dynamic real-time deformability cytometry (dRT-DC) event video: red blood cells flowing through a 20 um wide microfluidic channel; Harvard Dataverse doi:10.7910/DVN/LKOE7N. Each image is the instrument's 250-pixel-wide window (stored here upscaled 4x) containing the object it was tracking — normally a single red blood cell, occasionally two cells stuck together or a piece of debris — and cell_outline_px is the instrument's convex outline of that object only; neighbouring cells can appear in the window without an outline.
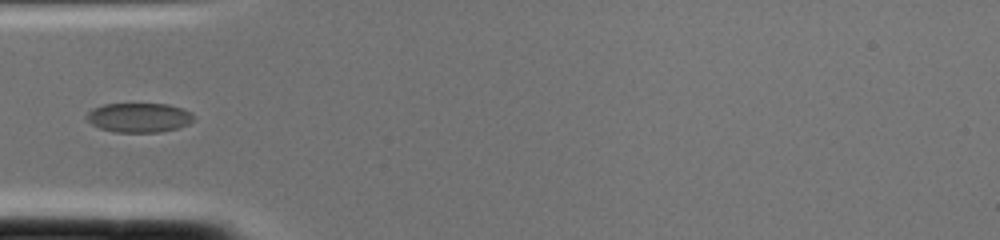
{"species": "common noctule bat (a hibernating species)", "species_latin": "Nyctalus noctula", "temperature_condition": "cold", "stored_images_in_passage": 2, "camera_frame_rate_fps": 3000, "um_per_image_px": 0.085, "animal": {"sex": "female", "body_mass_g": 22.0, "forearm_length_mm": 56.7}, "frame": {"image": 1, "passage_image": 2, "time_ms": 0.333, "image_size_px": [1000, 240], "cell_outline_px": [[196, 120], [180, 128], [160, 132], [116, 132], [100, 128], [92, 124], [84, 116], [92, 108], [104, 104], [168, 104], [184, 108], [192, 112], [196, 116]], "centroid_in_image_um": [11.88, 9.99], "position_along_channel_um": 73.1, "area_um2": 18.67}}